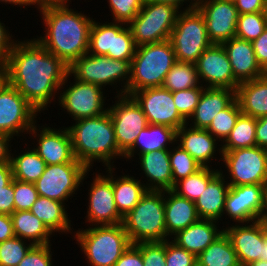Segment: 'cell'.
Wrapping results in <instances>:
<instances>
[{"mask_svg": "<svg viewBox=\"0 0 267 266\" xmlns=\"http://www.w3.org/2000/svg\"><path fill=\"white\" fill-rule=\"evenodd\" d=\"M4 65L9 84L40 113L56 102L69 68L34 37L17 40Z\"/></svg>", "mask_w": 267, "mask_h": 266, "instance_id": "1", "label": "cell"}, {"mask_svg": "<svg viewBox=\"0 0 267 266\" xmlns=\"http://www.w3.org/2000/svg\"><path fill=\"white\" fill-rule=\"evenodd\" d=\"M64 6L40 9V19L45 26L43 36L35 38L49 53L54 54L66 66L87 54L89 33L93 18L78 10Z\"/></svg>", "mask_w": 267, "mask_h": 266, "instance_id": "2", "label": "cell"}, {"mask_svg": "<svg viewBox=\"0 0 267 266\" xmlns=\"http://www.w3.org/2000/svg\"><path fill=\"white\" fill-rule=\"evenodd\" d=\"M74 122L72 126L67 127L72 140L73 154L75 159L88 169H93L96 161L101 162L106 168H111L116 166L113 164L115 160L124 159V154L117 146L109 112Z\"/></svg>", "mask_w": 267, "mask_h": 266, "instance_id": "3", "label": "cell"}, {"mask_svg": "<svg viewBox=\"0 0 267 266\" xmlns=\"http://www.w3.org/2000/svg\"><path fill=\"white\" fill-rule=\"evenodd\" d=\"M87 227L78 228L73 237L84 253L88 266H115L131 244L123 224Z\"/></svg>", "mask_w": 267, "mask_h": 266, "instance_id": "4", "label": "cell"}, {"mask_svg": "<svg viewBox=\"0 0 267 266\" xmlns=\"http://www.w3.org/2000/svg\"><path fill=\"white\" fill-rule=\"evenodd\" d=\"M176 62L170 40L138 46L131 61L127 95L144 88L161 87Z\"/></svg>", "mask_w": 267, "mask_h": 266, "instance_id": "5", "label": "cell"}, {"mask_svg": "<svg viewBox=\"0 0 267 266\" xmlns=\"http://www.w3.org/2000/svg\"><path fill=\"white\" fill-rule=\"evenodd\" d=\"M122 224L131 244L165 241L164 191L147 190Z\"/></svg>", "mask_w": 267, "mask_h": 266, "instance_id": "6", "label": "cell"}, {"mask_svg": "<svg viewBox=\"0 0 267 266\" xmlns=\"http://www.w3.org/2000/svg\"><path fill=\"white\" fill-rule=\"evenodd\" d=\"M130 68L131 63L129 61L111 59L104 55H92L87 53L79 59H76L69 66L68 72L71 78L74 77L85 83L99 85L103 89L107 88V85L112 86V88L114 86V89L116 88L115 95H127ZM117 87H119L118 89L120 90H118Z\"/></svg>", "mask_w": 267, "mask_h": 266, "instance_id": "7", "label": "cell"}, {"mask_svg": "<svg viewBox=\"0 0 267 266\" xmlns=\"http://www.w3.org/2000/svg\"><path fill=\"white\" fill-rule=\"evenodd\" d=\"M178 62L195 64L199 56L212 45L206 24L198 9L181 10L170 39Z\"/></svg>", "mask_w": 267, "mask_h": 266, "instance_id": "8", "label": "cell"}, {"mask_svg": "<svg viewBox=\"0 0 267 266\" xmlns=\"http://www.w3.org/2000/svg\"><path fill=\"white\" fill-rule=\"evenodd\" d=\"M180 11L174 5L144 2L141 11L127 25L136 46L169 40Z\"/></svg>", "mask_w": 267, "mask_h": 266, "instance_id": "9", "label": "cell"}, {"mask_svg": "<svg viewBox=\"0 0 267 266\" xmlns=\"http://www.w3.org/2000/svg\"><path fill=\"white\" fill-rule=\"evenodd\" d=\"M69 78L70 73L68 72L57 97L58 105L61 110H66L65 112L69 114V117H72L75 121L100 116L108 112V107H105L107 103L105 102L110 99L105 96L106 93L104 91L106 89L75 78H73L74 81L72 83L69 81V85Z\"/></svg>", "mask_w": 267, "mask_h": 266, "instance_id": "10", "label": "cell"}, {"mask_svg": "<svg viewBox=\"0 0 267 266\" xmlns=\"http://www.w3.org/2000/svg\"><path fill=\"white\" fill-rule=\"evenodd\" d=\"M222 161V164L225 163L222 166L227 169V172L221 170L222 166L219 167V171L229 186L267 183V159L262 147H247L223 152Z\"/></svg>", "mask_w": 267, "mask_h": 266, "instance_id": "11", "label": "cell"}, {"mask_svg": "<svg viewBox=\"0 0 267 266\" xmlns=\"http://www.w3.org/2000/svg\"><path fill=\"white\" fill-rule=\"evenodd\" d=\"M90 171L91 169L76 159L69 163L47 165L41 177L34 183L38 196L67 205L65 201L68 202L77 191H81L80 187Z\"/></svg>", "mask_w": 267, "mask_h": 266, "instance_id": "12", "label": "cell"}, {"mask_svg": "<svg viewBox=\"0 0 267 266\" xmlns=\"http://www.w3.org/2000/svg\"><path fill=\"white\" fill-rule=\"evenodd\" d=\"M40 112L9 83L0 92V133L14 137L28 134ZM23 133V134H22ZM21 134V135H20Z\"/></svg>", "mask_w": 267, "mask_h": 266, "instance_id": "13", "label": "cell"}, {"mask_svg": "<svg viewBox=\"0 0 267 266\" xmlns=\"http://www.w3.org/2000/svg\"><path fill=\"white\" fill-rule=\"evenodd\" d=\"M102 172H93V180L88 186V207L86 211L85 223L90 226L95 225H116L123 222V217L119 214L112 187V167L105 168ZM90 187V188H89Z\"/></svg>", "mask_w": 267, "mask_h": 266, "instance_id": "14", "label": "cell"}, {"mask_svg": "<svg viewBox=\"0 0 267 266\" xmlns=\"http://www.w3.org/2000/svg\"><path fill=\"white\" fill-rule=\"evenodd\" d=\"M115 103L108 105L118 149L125 154L133 145L140 130L148 126L140 105L131 95H115Z\"/></svg>", "mask_w": 267, "mask_h": 266, "instance_id": "15", "label": "cell"}, {"mask_svg": "<svg viewBox=\"0 0 267 266\" xmlns=\"http://www.w3.org/2000/svg\"><path fill=\"white\" fill-rule=\"evenodd\" d=\"M131 96L140 105L148 124L164 125L178 130L187 121L178 112L172 92L161 87L144 88Z\"/></svg>", "mask_w": 267, "mask_h": 266, "instance_id": "16", "label": "cell"}, {"mask_svg": "<svg viewBox=\"0 0 267 266\" xmlns=\"http://www.w3.org/2000/svg\"><path fill=\"white\" fill-rule=\"evenodd\" d=\"M39 125L36 122L28 134L30 136L29 138L32 139L34 137L32 147L45 163L47 165H53L72 162L75 156L73 154L72 140L68 128H64V126L63 128L61 126L59 129L53 126L51 128L46 123L42 126Z\"/></svg>", "mask_w": 267, "mask_h": 266, "instance_id": "17", "label": "cell"}, {"mask_svg": "<svg viewBox=\"0 0 267 266\" xmlns=\"http://www.w3.org/2000/svg\"><path fill=\"white\" fill-rule=\"evenodd\" d=\"M205 21L212 44H222L236 36L238 10L228 0H201L197 8Z\"/></svg>", "mask_w": 267, "mask_h": 266, "instance_id": "18", "label": "cell"}, {"mask_svg": "<svg viewBox=\"0 0 267 266\" xmlns=\"http://www.w3.org/2000/svg\"><path fill=\"white\" fill-rule=\"evenodd\" d=\"M200 84L204 87L237 89L228 55L222 44H212L195 63Z\"/></svg>", "mask_w": 267, "mask_h": 266, "instance_id": "19", "label": "cell"}, {"mask_svg": "<svg viewBox=\"0 0 267 266\" xmlns=\"http://www.w3.org/2000/svg\"><path fill=\"white\" fill-rule=\"evenodd\" d=\"M224 232L230 238L241 266L261 260L265 243V223L257 220L249 223L231 224Z\"/></svg>", "mask_w": 267, "mask_h": 266, "instance_id": "20", "label": "cell"}, {"mask_svg": "<svg viewBox=\"0 0 267 266\" xmlns=\"http://www.w3.org/2000/svg\"><path fill=\"white\" fill-rule=\"evenodd\" d=\"M264 185L230 186L223 215L234 224L249 223L260 218ZM227 215H226V214Z\"/></svg>", "mask_w": 267, "mask_h": 266, "instance_id": "21", "label": "cell"}, {"mask_svg": "<svg viewBox=\"0 0 267 266\" xmlns=\"http://www.w3.org/2000/svg\"><path fill=\"white\" fill-rule=\"evenodd\" d=\"M218 142L206 129L188 127V124L182 125L176 132V145L186 150L202 167H212V162L218 161V153L222 162V145Z\"/></svg>", "mask_w": 267, "mask_h": 266, "instance_id": "22", "label": "cell"}, {"mask_svg": "<svg viewBox=\"0 0 267 266\" xmlns=\"http://www.w3.org/2000/svg\"><path fill=\"white\" fill-rule=\"evenodd\" d=\"M235 80L240 84L263 77L267 73L259 65L251 41L233 37L222 43Z\"/></svg>", "mask_w": 267, "mask_h": 266, "instance_id": "23", "label": "cell"}, {"mask_svg": "<svg viewBox=\"0 0 267 266\" xmlns=\"http://www.w3.org/2000/svg\"><path fill=\"white\" fill-rule=\"evenodd\" d=\"M136 160L140 169V174L147 180L144 183L147 190L166 191L172 190L173 179L169 160V149L146 152L138 155ZM146 177V178H145Z\"/></svg>", "mask_w": 267, "mask_h": 266, "instance_id": "24", "label": "cell"}, {"mask_svg": "<svg viewBox=\"0 0 267 266\" xmlns=\"http://www.w3.org/2000/svg\"><path fill=\"white\" fill-rule=\"evenodd\" d=\"M219 225L218 221L199 219L170 239L197 257L224 232L225 226L221 228Z\"/></svg>", "mask_w": 267, "mask_h": 266, "instance_id": "25", "label": "cell"}, {"mask_svg": "<svg viewBox=\"0 0 267 266\" xmlns=\"http://www.w3.org/2000/svg\"><path fill=\"white\" fill-rule=\"evenodd\" d=\"M234 99L235 90L205 87L193 115L187 121L188 126L206 129L215 115L225 109Z\"/></svg>", "mask_w": 267, "mask_h": 266, "instance_id": "26", "label": "cell"}, {"mask_svg": "<svg viewBox=\"0 0 267 266\" xmlns=\"http://www.w3.org/2000/svg\"><path fill=\"white\" fill-rule=\"evenodd\" d=\"M166 240L200 219L195 202L177 195L172 190L164 191Z\"/></svg>", "mask_w": 267, "mask_h": 266, "instance_id": "27", "label": "cell"}, {"mask_svg": "<svg viewBox=\"0 0 267 266\" xmlns=\"http://www.w3.org/2000/svg\"><path fill=\"white\" fill-rule=\"evenodd\" d=\"M176 132V129L168 126L148 124L145 129L140 130L134 145L124 154V159L127 162L134 159L135 155L170 149L176 145Z\"/></svg>", "mask_w": 267, "mask_h": 266, "instance_id": "28", "label": "cell"}, {"mask_svg": "<svg viewBox=\"0 0 267 266\" xmlns=\"http://www.w3.org/2000/svg\"><path fill=\"white\" fill-rule=\"evenodd\" d=\"M229 187L221 172L208 183L201 196L195 201L200 219L223 221V212Z\"/></svg>", "mask_w": 267, "mask_h": 266, "instance_id": "29", "label": "cell"}, {"mask_svg": "<svg viewBox=\"0 0 267 266\" xmlns=\"http://www.w3.org/2000/svg\"><path fill=\"white\" fill-rule=\"evenodd\" d=\"M235 98L242 114L253 118L267 115V74L237 86Z\"/></svg>", "mask_w": 267, "mask_h": 266, "instance_id": "30", "label": "cell"}, {"mask_svg": "<svg viewBox=\"0 0 267 266\" xmlns=\"http://www.w3.org/2000/svg\"><path fill=\"white\" fill-rule=\"evenodd\" d=\"M64 203L46 197L38 196L32 205L30 212L40 219L46 228L55 236V232L61 234H72L75 230L71 224V218ZM69 216V218H68ZM73 229V230H72Z\"/></svg>", "mask_w": 267, "mask_h": 266, "instance_id": "31", "label": "cell"}, {"mask_svg": "<svg viewBox=\"0 0 267 266\" xmlns=\"http://www.w3.org/2000/svg\"><path fill=\"white\" fill-rule=\"evenodd\" d=\"M115 170L116 168L112 167V187L115 205L119 214L125 217L137 206L141 197L147 192V188L144 185L146 180H139L138 177L136 179V176H131L128 173L127 175L123 173V175L119 176L115 174Z\"/></svg>", "mask_w": 267, "mask_h": 266, "instance_id": "32", "label": "cell"}, {"mask_svg": "<svg viewBox=\"0 0 267 266\" xmlns=\"http://www.w3.org/2000/svg\"><path fill=\"white\" fill-rule=\"evenodd\" d=\"M10 217L16 237L27 240L34 245L51 244L50 239L54 235L30 211H16Z\"/></svg>", "mask_w": 267, "mask_h": 266, "instance_id": "33", "label": "cell"}, {"mask_svg": "<svg viewBox=\"0 0 267 266\" xmlns=\"http://www.w3.org/2000/svg\"><path fill=\"white\" fill-rule=\"evenodd\" d=\"M31 146V147H30ZM27 146L25 150L15 154L12 153L10 162L12 165L13 179L35 183L45 171L47 164L33 149L32 145ZM28 148V149H27Z\"/></svg>", "mask_w": 267, "mask_h": 266, "instance_id": "34", "label": "cell"}, {"mask_svg": "<svg viewBox=\"0 0 267 266\" xmlns=\"http://www.w3.org/2000/svg\"><path fill=\"white\" fill-rule=\"evenodd\" d=\"M196 261L199 266H241L225 232L200 253Z\"/></svg>", "mask_w": 267, "mask_h": 266, "instance_id": "35", "label": "cell"}, {"mask_svg": "<svg viewBox=\"0 0 267 266\" xmlns=\"http://www.w3.org/2000/svg\"><path fill=\"white\" fill-rule=\"evenodd\" d=\"M256 125L257 118L241 114L238 117L236 125L226 140L221 144L222 151L227 152L234 149L257 146L255 137Z\"/></svg>", "mask_w": 267, "mask_h": 266, "instance_id": "36", "label": "cell"}, {"mask_svg": "<svg viewBox=\"0 0 267 266\" xmlns=\"http://www.w3.org/2000/svg\"><path fill=\"white\" fill-rule=\"evenodd\" d=\"M219 170L213 167H201L190 176L177 181L172 191L195 202L201 196L203 190L206 189L208 183L220 172Z\"/></svg>", "mask_w": 267, "mask_h": 266, "instance_id": "37", "label": "cell"}, {"mask_svg": "<svg viewBox=\"0 0 267 266\" xmlns=\"http://www.w3.org/2000/svg\"><path fill=\"white\" fill-rule=\"evenodd\" d=\"M162 87L175 92L204 86L200 84L195 64L177 61L167 73Z\"/></svg>", "mask_w": 267, "mask_h": 266, "instance_id": "38", "label": "cell"}, {"mask_svg": "<svg viewBox=\"0 0 267 266\" xmlns=\"http://www.w3.org/2000/svg\"><path fill=\"white\" fill-rule=\"evenodd\" d=\"M136 48L137 46L132 37L130 28L124 23L113 21L112 52H107L104 56L111 59L129 61L131 63Z\"/></svg>", "mask_w": 267, "mask_h": 266, "instance_id": "39", "label": "cell"}, {"mask_svg": "<svg viewBox=\"0 0 267 266\" xmlns=\"http://www.w3.org/2000/svg\"><path fill=\"white\" fill-rule=\"evenodd\" d=\"M241 114L242 112L235 98L225 109L215 115L206 130L222 144L236 125Z\"/></svg>", "mask_w": 267, "mask_h": 266, "instance_id": "40", "label": "cell"}, {"mask_svg": "<svg viewBox=\"0 0 267 266\" xmlns=\"http://www.w3.org/2000/svg\"><path fill=\"white\" fill-rule=\"evenodd\" d=\"M113 21L97 22L93 20L89 33L88 52L92 55H105L112 52Z\"/></svg>", "mask_w": 267, "mask_h": 266, "instance_id": "41", "label": "cell"}, {"mask_svg": "<svg viewBox=\"0 0 267 266\" xmlns=\"http://www.w3.org/2000/svg\"><path fill=\"white\" fill-rule=\"evenodd\" d=\"M169 160L174 184L198 171L202 166L179 145L169 149Z\"/></svg>", "mask_w": 267, "mask_h": 266, "instance_id": "42", "label": "cell"}, {"mask_svg": "<svg viewBox=\"0 0 267 266\" xmlns=\"http://www.w3.org/2000/svg\"><path fill=\"white\" fill-rule=\"evenodd\" d=\"M266 28V12L239 14L235 37L252 42L257 39Z\"/></svg>", "mask_w": 267, "mask_h": 266, "instance_id": "43", "label": "cell"}, {"mask_svg": "<svg viewBox=\"0 0 267 266\" xmlns=\"http://www.w3.org/2000/svg\"><path fill=\"white\" fill-rule=\"evenodd\" d=\"M14 236L0 243V266H18L29 250L34 246L33 243Z\"/></svg>", "mask_w": 267, "mask_h": 266, "instance_id": "44", "label": "cell"}, {"mask_svg": "<svg viewBox=\"0 0 267 266\" xmlns=\"http://www.w3.org/2000/svg\"><path fill=\"white\" fill-rule=\"evenodd\" d=\"M204 88L194 87L172 92L174 104L186 121L193 115Z\"/></svg>", "mask_w": 267, "mask_h": 266, "instance_id": "45", "label": "cell"}, {"mask_svg": "<svg viewBox=\"0 0 267 266\" xmlns=\"http://www.w3.org/2000/svg\"><path fill=\"white\" fill-rule=\"evenodd\" d=\"M112 21L128 25L141 11L144 0H107Z\"/></svg>", "mask_w": 267, "mask_h": 266, "instance_id": "46", "label": "cell"}, {"mask_svg": "<svg viewBox=\"0 0 267 266\" xmlns=\"http://www.w3.org/2000/svg\"><path fill=\"white\" fill-rule=\"evenodd\" d=\"M14 212L30 211L38 198V192L34 183L23 182L14 179Z\"/></svg>", "mask_w": 267, "mask_h": 266, "instance_id": "47", "label": "cell"}, {"mask_svg": "<svg viewBox=\"0 0 267 266\" xmlns=\"http://www.w3.org/2000/svg\"><path fill=\"white\" fill-rule=\"evenodd\" d=\"M166 266H194L196 256L186 249L178 246L171 239L165 240Z\"/></svg>", "mask_w": 267, "mask_h": 266, "instance_id": "48", "label": "cell"}, {"mask_svg": "<svg viewBox=\"0 0 267 266\" xmlns=\"http://www.w3.org/2000/svg\"><path fill=\"white\" fill-rule=\"evenodd\" d=\"M143 266H166L165 241L140 242Z\"/></svg>", "mask_w": 267, "mask_h": 266, "instance_id": "49", "label": "cell"}, {"mask_svg": "<svg viewBox=\"0 0 267 266\" xmlns=\"http://www.w3.org/2000/svg\"><path fill=\"white\" fill-rule=\"evenodd\" d=\"M51 246L52 244L34 245L18 266H55Z\"/></svg>", "mask_w": 267, "mask_h": 266, "instance_id": "50", "label": "cell"}, {"mask_svg": "<svg viewBox=\"0 0 267 266\" xmlns=\"http://www.w3.org/2000/svg\"><path fill=\"white\" fill-rule=\"evenodd\" d=\"M115 266H143L140 242L130 244L115 263Z\"/></svg>", "mask_w": 267, "mask_h": 266, "instance_id": "51", "label": "cell"}, {"mask_svg": "<svg viewBox=\"0 0 267 266\" xmlns=\"http://www.w3.org/2000/svg\"><path fill=\"white\" fill-rule=\"evenodd\" d=\"M8 28V26H5V24L0 21V65L5 64L9 53L17 41L16 39H13L14 35L12 36V33L10 34L11 31H9Z\"/></svg>", "mask_w": 267, "mask_h": 266, "instance_id": "52", "label": "cell"}, {"mask_svg": "<svg viewBox=\"0 0 267 266\" xmlns=\"http://www.w3.org/2000/svg\"><path fill=\"white\" fill-rule=\"evenodd\" d=\"M14 179L0 190V214L12 215L14 213Z\"/></svg>", "mask_w": 267, "mask_h": 266, "instance_id": "53", "label": "cell"}, {"mask_svg": "<svg viewBox=\"0 0 267 266\" xmlns=\"http://www.w3.org/2000/svg\"><path fill=\"white\" fill-rule=\"evenodd\" d=\"M252 45L259 65L267 73V28L252 41Z\"/></svg>", "mask_w": 267, "mask_h": 266, "instance_id": "54", "label": "cell"}, {"mask_svg": "<svg viewBox=\"0 0 267 266\" xmlns=\"http://www.w3.org/2000/svg\"><path fill=\"white\" fill-rule=\"evenodd\" d=\"M234 4L239 14L266 12L265 0H235Z\"/></svg>", "mask_w": 267, "mask_h": 266, "instance_id": "55", "label": "cell"}, {"mask_svg": "<svg viewBox=\"0 0 267 266\" xmlns=\"http://www.w3.org/2000/svg\"><path fill=\"white\" fill-rule=\"evenodd\" d=\"M255 137L257 146L262 148L267 146V115L257 118Z\"/></svg>", "mask_w": 267, "mask_h": 266, "instance_id": "56", "label": "cell"}, {"mask_svg": "<svg viewBox=\"0 0 267 266\" xmlns=\"http://www.w3.org/2000/svg\"><path fill=\"white\" fill-rule=\"evenodd\" d=\"M14 236L10 215L0 214V243L13 238Z\"/></svg>", "mask_w": 267, "mask_h": 266, "instance_id": "57", "label": "cell"}, {"mask_svg": "<svg viewBox=\"0 0 267 266\" xmlns=\"http://www.w3.org/2000/svg\"><path fill=\"white\" fill-rule=\"evenodd\" d=\"M200 1L201 0H144V2L163 3V4L174 5L180 10L197 9ZM185 3L187 5H186V7H183Z\"/></svg>", "mask_w": 267, "mask_h": 266, "instance_id": "58", "label": "cell"}, {"mask_svg": "<svg viewBox=\"0 0 267 266\" xmlns=\"http://www.w3.org/2000/svg\"><path fill=\"white\" fill-rule=\"evenodd\" d=\"M12 139L10 136L0 133V163L10 162Z\"/></svg>", "mask_w": 267, "mask_h": 266, "instance_id": "59", "label": "cell"}, {"mask_svg": "<svg viewBox=\"0 0 267 266\" xmlns=\"http://www.w3.org/2000/svg\"><path fill=\"white\" fill-rule=\"evenodd\" d=\"M13 180L11 162L0 163V190L4 189Z\"/></svg>", "mask_w": 267, "mask_h": 266, "instance_id": "60", "label": "cell"}, {"mask_svg": "<svg viewBox=\"0 0 267 266\" xmlns=\"http://www.w3.org/2000/svg\"><path fill=\"white\" fill-rule=\"evenodd\" d=\"M33 5L37 10L51 7V6H64L71 4L69 0H32Z\"/></svg>", "mask_w": 267, "mask_h": 266, "instance_id": "61", "label": "cell"}, {"mask_svg": "<svg viewBox=\"0 0 267 266\" xmlns=\"http://www.w3.org/2000/svg\"><path fill=\"white\" fill-rule=\"evenodd\" d=\"M0 3L2 4H10L11 6L13 5V7H22L25 8V10L27 9V7L29 8H33L31 6H33L32 0H0ZM17 5V6H16ZM27 6V7H26Z\"/></svg>", "mask_w": 267, "mask_h": 266, "instance_id": "62", "label": "cell"}, {"mask_svg": "<svg viewBox=\"0 0 267 266\" xmlns=\"http://www.w3.org/2000/svg\"><path fill=\"white\" fill-rule=\"evenodd\" d=\"M259 220L267 225V183L263 189L262 209Z\"/></svg>", "mask_w": 267, "mask_h": 266, "instance_id": "63", "label": "cell"}, {"mask_svg": "<svg viewBox=\"0 0 267 266\" xmlns=\"http://www.w3.org/2000/svg\"><path fill=\"white\" fill-rule=\"evenodd\" d=\"M9 83L5 65H0V92Z\"/></svg>", "mask_w": 267, "mask_h": 266, "instance_id": "64", "label": "cell"}, {"mask_svg": "<svg viewBox=\"0 0 267 266\" xmlns=\"http://www.w3.org/2000/svg\"><path fill=\"white\" fill-rule=\"evenodd\" d=\"M261 260L267 261V225L265 224V243L263 245V255H261Z\"/></svg>", "mask_w": 267, "mask_h": 266, "instance_id": "65", "label": "cell"}, {"mask_svg": "<svg viewBox=\"0 0 267 266\" xmlns=\"http://www.w3.org/2000/svg\"><path fill=\"white\" fill-rule=\"evenodd\" d=\"M247 266H267V261L258 260L256 262L248 264Z\"/></svg>", "mask_w": 267, "mask_h": 266, "instance_id": "66", "label": "cell"}, {"mask_svg": "<svg viewBox=\"0 0 267 266\" xmlns=\"http://www.w3.org/2000/svg\"><path fill=\"white\" fill-rule=\"evenodd\" d=\"M264 151H265V156H266V159H267V146L264 147Z\"/></svg>", "mask_w": 267, "mask_h": 266, "instance_id": "67", "label": "cell"}]
</instances>
